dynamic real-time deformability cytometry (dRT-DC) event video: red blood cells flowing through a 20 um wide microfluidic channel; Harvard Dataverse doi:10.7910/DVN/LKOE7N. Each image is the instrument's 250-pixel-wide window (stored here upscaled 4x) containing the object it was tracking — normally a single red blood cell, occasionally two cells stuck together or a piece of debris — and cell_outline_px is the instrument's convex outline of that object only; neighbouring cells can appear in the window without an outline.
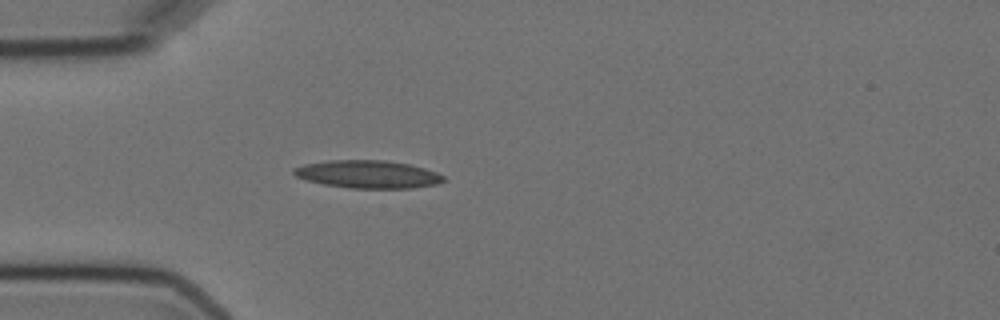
{"species": "Egyptian fruit bat (a non-hibernating species)", "species_latin": "Rousettus aegyptiacus", "temperature_condition": "cold", "stored_images_in_passage": 5, "camera_frame_rate_fps": 3000, "um_per_image_px": 0.085, "animal": {"sex": "female"}, "frame": {"image": 1, "passage_image": 5, "time_ms": 4.667, "image_size_px": [1000, 320], "cell_outline_px": [[444, 180], [436, 184], [412, 188], [352, 188], [324, 184], [304, 180], [296, 176], [292, 172], [292, 168], [304, 164], [328, 160], [384, 160], [408, 164], [424, 168], [436, 172], [444, 176]], "centroid_in_image_um": [31.22, 14.81], "position_along_channel_um": 53.8, "area_um2": 24.22}}